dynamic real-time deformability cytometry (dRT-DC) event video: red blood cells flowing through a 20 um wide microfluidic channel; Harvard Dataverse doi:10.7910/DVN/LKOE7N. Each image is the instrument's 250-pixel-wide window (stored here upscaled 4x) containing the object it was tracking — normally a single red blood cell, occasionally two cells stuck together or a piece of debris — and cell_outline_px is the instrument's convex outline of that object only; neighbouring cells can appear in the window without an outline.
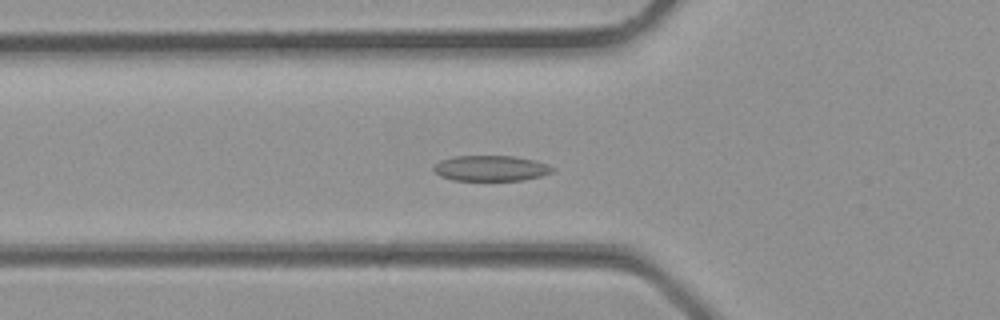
{"species": "common noctule bat (a hibernating species)", "species_latin": "Nyctalus noctula", "temperature_condition": "room temperature", "stored_images_in_passage": 26, "camera_frame_rate_fps": 3000, "um_per_image_px": 0.085, "animal": {"sex": "male", "body_mass_g": 23.1, "forearm_length_mm": 52.7}, "frame": {"image": 1, "passage_image": 3, "time_ms": 0.667, "image_size_px": [1000, 320], "cell_outline_px": [[556, 168], [552, 172], [540, 176], [524, 180], [452, 180], [440, 176], [432, 168], [440, 160], [452, 156], [516, 156], [536, 160], [548, 164]], "centroid_in_image_um": [41.74, 14.29], "position_along_channel_um": 84.1, "area_um2": 17.8}}
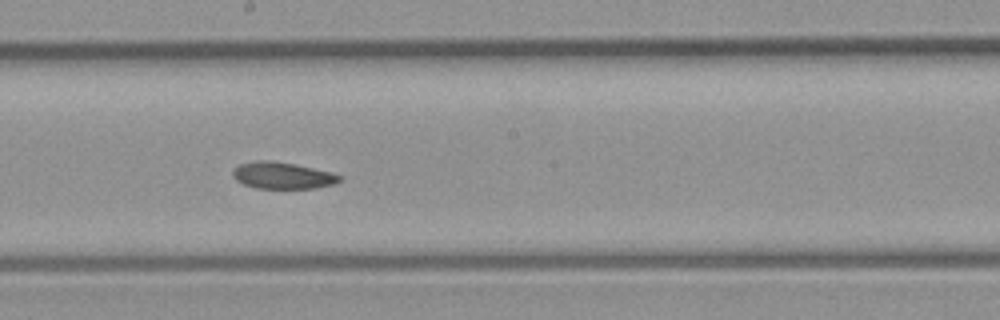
{"frame": {"image": 2, "passage_image": 10, "time_ms": 3.0, "image_size_px": [1000, 320], "cell_outline_px": [[344, 176], [336, 184], [316, 188], [256, 188], [244, 184], [236, 180], [232, 176], [232, 172], [240, 164], [256, 160], [272, 160], [332, 172]], "centroid_in_image_um": [24.04, 14.92], "position_along_channel_um": 224.2, "area_um2": 16.59}}
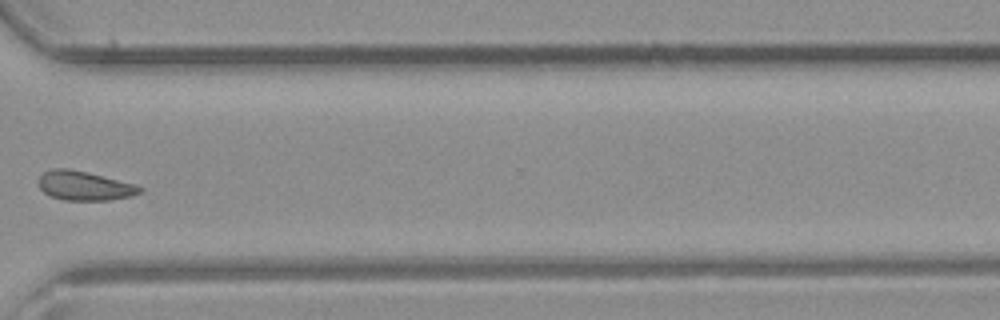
{"frame": {"image": 3, "passage_image": 17, "time_ms": 5.333, "image_size_px": [1000, 320], "cell_outline_px": [[144, 192], [132, 196], [108, 200], [64, 200], [48, 196], [40, 188], [40, 176], [44, 172], [52, 168], [68, 168], [88, 172], [136, 184], [144, 188]], "centroid_in_image_um": [7.22, 15.79], "position_along_channel_um": 363.4, "area_um2": 17.4}}